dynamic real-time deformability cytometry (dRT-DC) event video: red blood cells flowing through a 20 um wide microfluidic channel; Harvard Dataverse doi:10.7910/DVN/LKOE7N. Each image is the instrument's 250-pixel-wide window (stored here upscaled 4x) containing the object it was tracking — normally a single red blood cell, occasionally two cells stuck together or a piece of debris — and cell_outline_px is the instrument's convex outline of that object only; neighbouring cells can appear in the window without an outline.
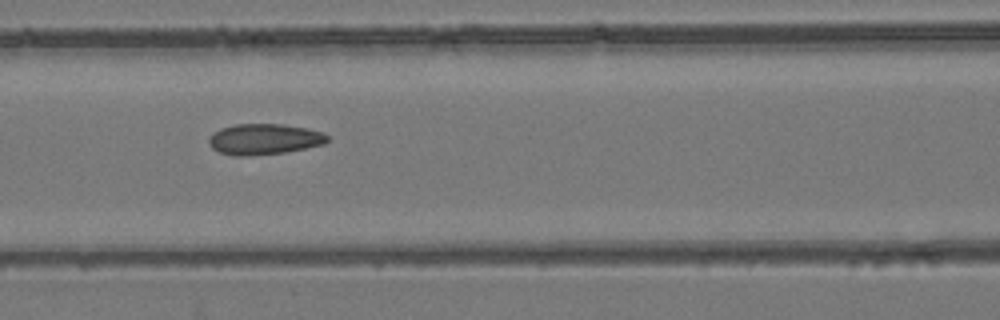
{"species": "common noctule bat (a hibernating species)", "species_latin": "Nyctalus noctula", "temperature_condition": "room temperature", "stored_images_in_passage": 6, "camera_frame_rate_fps": 3000, "um_per_image_px": 0.085, "animal": {"sex": "female", "body_mass_g": 24.6, "forearm_length_mm": 56.2}, "frame": {"image": 1, "passage_image": 5, "time_ms": 5.333, "image_size_px": [1000, 320], "cell_outline_px": [[328, 140], [324, 144], [284, 152], [248, 156], [232, 156], [220, 152], [212, 148], [208, 144], [208, 136], [212, 132], [220, 128], [236, 124], [280, 124], [308, 128], [324, 132], [328, 136]], "centroid_in_image_um": [22.41, 11.82], "position_along_channel_um": 144.2, "area_um2": 21.44}}
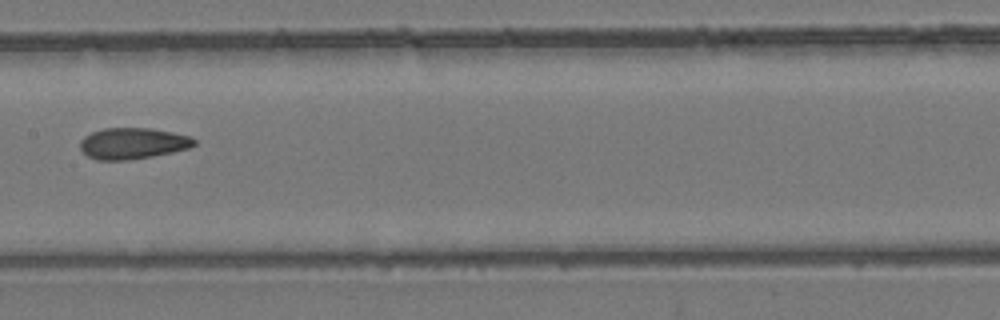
{"frame": {"image": 2, "passage_image": 6, "time_ms": 6.667, "image_size_px": [1000, 320], "cell_outline_px": [[196, 144], [192, 148], [152, 156], [128, 160], [96, 160], [88, 156], [80, 148], [80, 140], [84, 136], [92, 132], [104, 128], [148, 128], [172, 132], [192, 136], [196, 140]], "centroid_in_image_um": [11.31, 12.19], "position_along_channel_um": 196.1, "area_um2": 20.87}}